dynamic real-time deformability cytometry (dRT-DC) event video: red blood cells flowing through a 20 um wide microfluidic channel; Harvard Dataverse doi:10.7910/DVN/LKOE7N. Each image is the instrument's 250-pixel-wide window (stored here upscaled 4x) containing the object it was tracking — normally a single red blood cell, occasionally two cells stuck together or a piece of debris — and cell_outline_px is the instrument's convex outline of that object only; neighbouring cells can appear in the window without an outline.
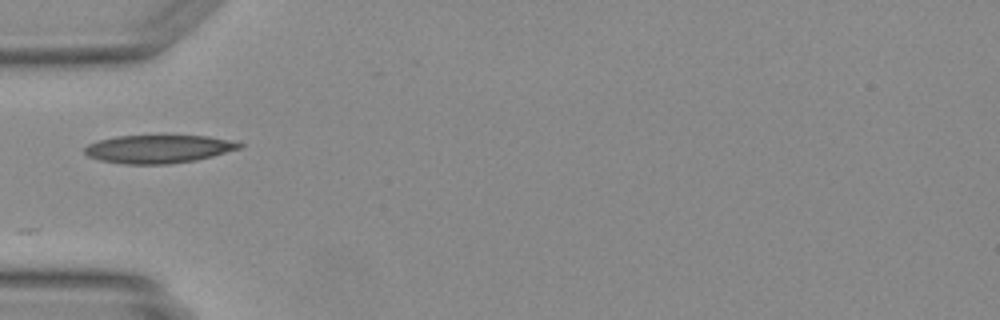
{"species": "Egyptian fruit bat (a non-hibernating species)", "species_latin": "Rousettus aegyptiacus", "temperature_condition": "warm", "stored_images_in_passage": 17, "camera_frame_rate_fps": 3000, "um_per_image_px": 0.085, "animal": {"sex": "female"}, "frame": {"image": 1, "passage_image": 1, "time_ms": 0.0, "image_size_px": [1000, 320], "cell_outline_px": [[244, 144], [240, 148], [212, 156], [196, 160], [168, 164], [124, 164], [100, 160], [88, 156], [84, 152], [84, 148], [88, 144], [100, 140], [116, 136], [208, 136], [228, 140]], "centroid_in_image_um": [13.44, 12.67], "position_along_channel_um": 71.6, "area_um2": 25.14}}